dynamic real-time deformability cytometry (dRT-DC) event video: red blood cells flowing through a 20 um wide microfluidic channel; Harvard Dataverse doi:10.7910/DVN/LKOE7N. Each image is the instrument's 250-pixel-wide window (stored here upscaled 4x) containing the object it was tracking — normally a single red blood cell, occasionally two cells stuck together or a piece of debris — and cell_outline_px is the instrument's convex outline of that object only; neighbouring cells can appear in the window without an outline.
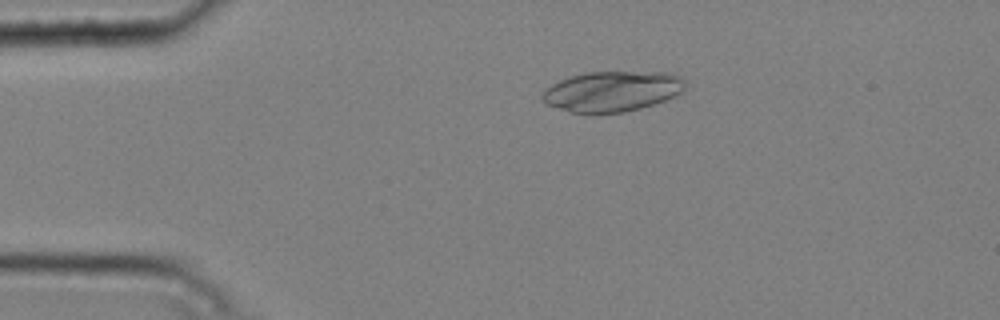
{"species": "common noctule bat (a hibernating species)", "species_latin": "Nyctalus noctula", "temperature_condition": "cold", "stored_images_in_passage": 5, "camera_frame_rate_fps": 3000, "um_per_image_px": 0.085, "animal": {"sex": "male", "body_mass_g": 20.4}, "frame": {"image": 1, "passage_image": 4, "time_ms": 1.0, "image_size_px": [1000, 320], "cell_outline_px": [[684, 92], [676, 96], [640, 108], [624, 112], [568, 112], [544, 104], [540, 96], [552, 84], [560, 80], [572, 76], [588, 72], [664, 72], [680, 76], [684, 80]], "centroid_in_image_um": [52.03, 7.76], "position_along_channel_um": 33.0, "area_um2": 33.41}}